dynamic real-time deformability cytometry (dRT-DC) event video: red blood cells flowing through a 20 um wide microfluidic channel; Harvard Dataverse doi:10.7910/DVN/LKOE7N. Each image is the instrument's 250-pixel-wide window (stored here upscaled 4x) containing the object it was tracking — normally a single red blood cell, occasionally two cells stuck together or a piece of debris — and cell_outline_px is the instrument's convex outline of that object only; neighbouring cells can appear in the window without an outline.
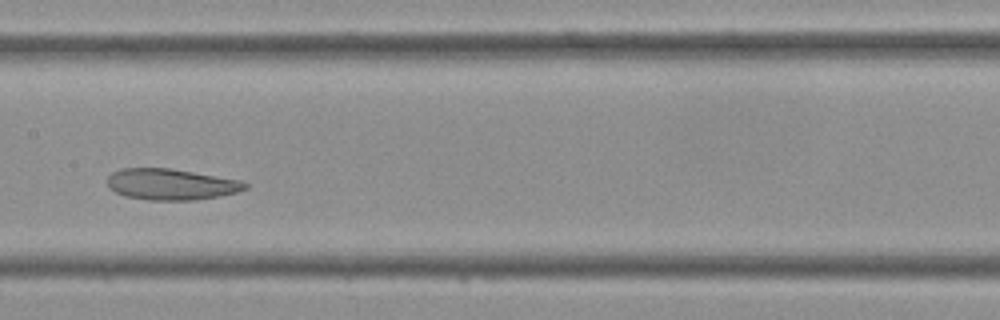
{"species": "Egyptian fruit bat (a non-hibernating species)", "species_latin": "Rousettus aegyptiacus", "temperature_condition": "cold", "stored_images_in_passage": 33, "camera_frame_rate_fps": 3000, "um_per_image_px": 0.085, "frame": {"image": 1, "passage_image": 16, "time_ms": 5.0, "image_size_px": [1000, 320], "cell_outline_px": [[248, 188], [236, 192], [220, 196], [196, 200], [148, 200], [124, 196], [108, 188], [108, 176], [112, 172], [120, 168], [172, 168], [244, 180], [248, 184]], "centroid_in_image_um": [14.57, 15.66], "position_along_channel_um": 192.8, "area_um2": 25.37}}
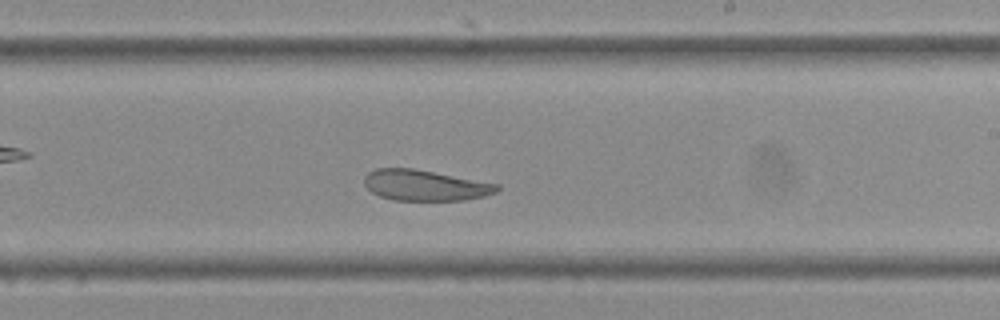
{"frame": {"image": 2, "passage_image": 20, "time_ms": 6.333, "image_size_px": [1000, 320], "cell_outline_px": [[500, 188], [496, 192], [484, 196], [464, 200], [392, 200], [380, 196], [372, 192], [364, 184], [364, 176], [368, 172], [376, 168], [412, 168], [500, 184]], "centroid_in_image_um": [36.12, 15.75], "position_along_channel_um": 252.9, "area_um2": 23.76}}